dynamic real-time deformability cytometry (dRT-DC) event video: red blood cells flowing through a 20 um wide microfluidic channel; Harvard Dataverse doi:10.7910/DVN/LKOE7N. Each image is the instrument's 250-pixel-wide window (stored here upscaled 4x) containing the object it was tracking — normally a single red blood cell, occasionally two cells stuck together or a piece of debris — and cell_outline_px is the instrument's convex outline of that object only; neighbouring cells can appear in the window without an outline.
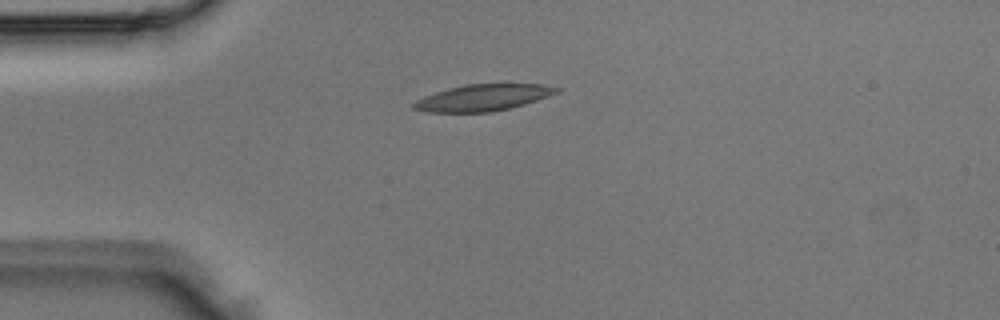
{"species": "Egyptian fruit bat (a non-hibernating species)", "species_latin": "Rousettus aegyptiacus", "temperature_condition": "room temperature", "stored_images_in_passage": 2, "camera_frame_rate_fps": 3000, "um_per_image_px": 0.085, "animal": {"sex": "male"}, "frame": {"image": 1, "passage_image": 2, "time_ms": 0.333, "image_size_px": [1000, 320], "cell_outline_px": [[560, 92], [512, 108], [492, 112], [424, 112], [412, 108], [412, 104], [416, 100], [424, 96], [448, 88], [464, 84], [544, 84], [560, 88]], "centroid_in_image_um": [41.05, 8.3], "position_along_channel_um": 44.0, "area_um2": 22.14}}